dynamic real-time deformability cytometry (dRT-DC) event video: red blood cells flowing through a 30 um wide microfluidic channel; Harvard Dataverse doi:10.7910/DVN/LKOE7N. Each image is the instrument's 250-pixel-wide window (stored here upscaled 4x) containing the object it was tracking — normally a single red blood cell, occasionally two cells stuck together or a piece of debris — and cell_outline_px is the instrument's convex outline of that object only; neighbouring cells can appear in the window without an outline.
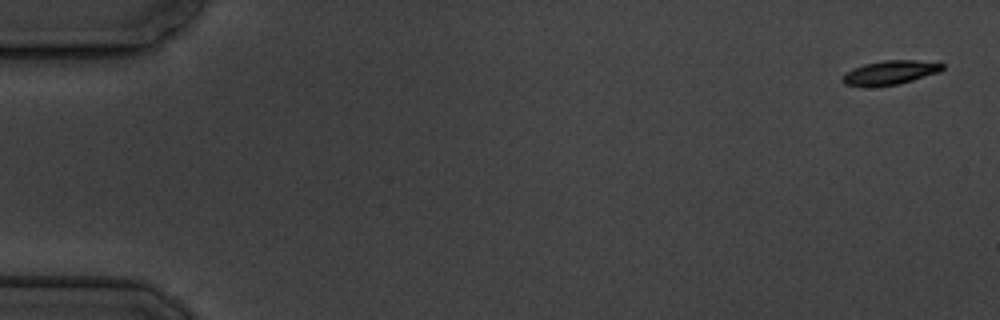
{"species": "common noctule bat (a hibernating species)", "species_latin": "Nyctalus noctula", "temperature_condition": "cold", "stored_images_in_passage": 7, "camera_frame_rate_fps": 3000, "um_per_image_px": 0.085, "animal": {"sex": "male", "body_mass_g": 19.5, "forearm_length_mm": 54.6}, "frame": {"image": 1, "passage_image": 1, "time_ms": 0.0, "image_size_px": [1000, 320], "cell_outline_px": [[944, 68], [940, 72], [900, 84], [864, 88], [844, 84], [840, 80], [848, 72], [864, 64], [884, 60], [940, 60], [944, 64]], "centroid_in_image_um": [75.74, 6.17], "position_along_channel_um": 9.3, "area_um2": 14.45}}
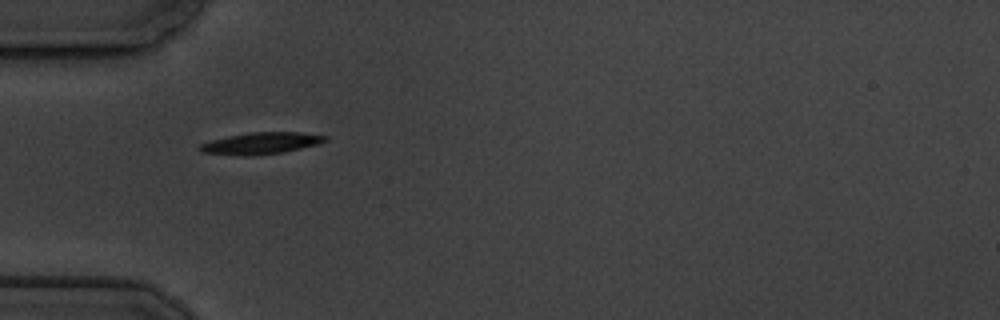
{"frame": {"image": 2, "passage_image": 5, "time_ms": 5.667, "image_size_px": [1000, 320], "cell_outline_px": [[328, 140], [320, 144], [280, 152], [256, 156], [240, 156], [200, 152], [196, 148], [200, 144], [212, 140], [228, 136], [252, 132], [300, 132], [328, 136]], "centroid_in_image_um": [22.17, 12.18], "position_along_channel_um": 62.8, "area_um2": 15.95}}
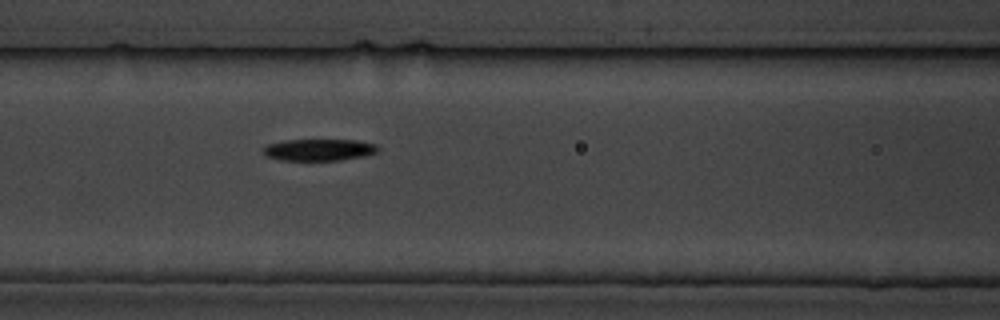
{"frame": {"image": 3, "passage_image": 7, "time_ms": 8.0, "image_size_px": [1000, 320], "cell_outline_px": [[380, 152], [364, 156], [340, 160], [280, 160], [264, 156], [264, 144], [284, 140], [356, 140], [376, 144], [380, 148]], "centroid_in_image_um": [27.12, 12.73], "position_along_channel_um": 139.5, "area_um2": 14.74}}